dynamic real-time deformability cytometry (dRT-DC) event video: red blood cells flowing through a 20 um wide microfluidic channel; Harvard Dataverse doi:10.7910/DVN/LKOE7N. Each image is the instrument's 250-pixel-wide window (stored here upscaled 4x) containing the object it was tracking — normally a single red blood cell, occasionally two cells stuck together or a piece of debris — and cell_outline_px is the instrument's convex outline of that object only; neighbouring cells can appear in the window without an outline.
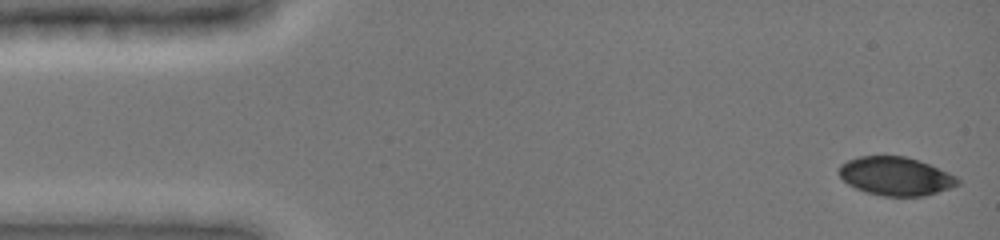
{"species": "common noctule bat (a hibernating species)", "species_latin": "Nyctalus noctula", "temperature_condition": "cold", "stored_images_in_passage": 4, "camera_frame_rate_fps": 3000, "um_per_image_px": 0.085, "animal": {"sex": "female", "body_mass_g": 19.0, "forearm_length_mm": 51.5}, "frame": {"image": 1, "passage_image": 1, "time_ms": 0.0, "image_size_px": [1000, 240], "cell_outline_px": [[960, 184], [924, 196], [880, 196], [856, 188], [848, 184], [836, 172], [840, 164], [848, 160], [860, 156], [904, 156], [928, 164], [948, 172], [956, 176], [960, 180]], "centroid_in_image_um": [76.1, 14.97], "position_along_channel_um": 8.9, "area_um2": 26.47}}
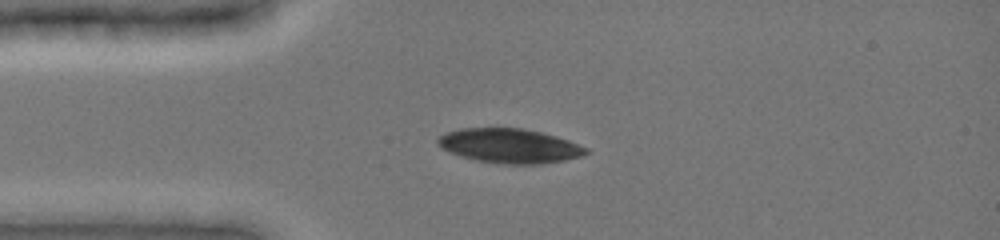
{"frame": {"image": 2, "passage_image": 4, "time_ms": 3.333, "image_size_px": [1000, 240], "cell_outline_px": [[592, 152], [584, 156], [564, 160], [540, 164], [504, 164], [472, 160], [460, 156], [436, 144], [436, 140], [444, 132], [460, 128], [520, 128], [540, 132], [556, 136], [568, 140], [588, 148]], "centroid_in_image_um": [43.33, 12.4], "position_along_channel_um": 41.7, "area_um2": 29.88}}